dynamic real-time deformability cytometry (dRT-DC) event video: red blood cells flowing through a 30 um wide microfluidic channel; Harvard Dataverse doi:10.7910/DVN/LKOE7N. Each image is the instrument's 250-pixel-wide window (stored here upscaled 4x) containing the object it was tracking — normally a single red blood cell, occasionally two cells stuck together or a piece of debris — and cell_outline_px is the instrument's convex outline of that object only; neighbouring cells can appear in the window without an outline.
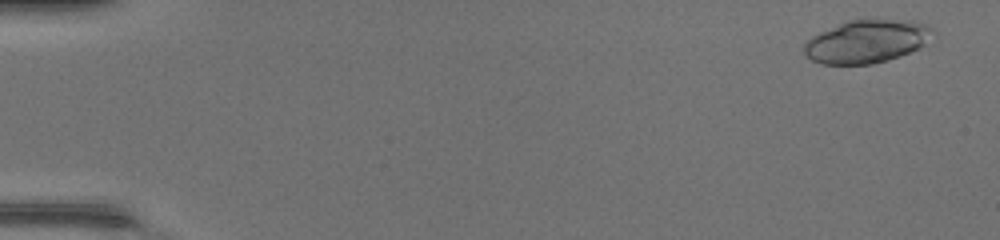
{"species": "common noctule bat (a hibernating species)", "species_latin": "Nyctalus noctula", "temperature_condition": "warm", "stored_images_in_passage": 48, "camera_frame_rate_fps": 3000, "um_per_image_px": 0.085, "animal": {"sex": "female", "body_mass_g": 17.0, "forearm_length_mm": 48.0}, "frame": {"image": 1, "passage_image": 3, "time_ms": 0.667, "image_size_px": [1000, 240], "cell_outline_px": [[936, 32], [920, 48], [900, 56], [888, 60], [872, 64], [820, 64], [812, 60], [804, 52], [804, 44], [812, 36], [820, 32], [848, 20], [876, 16], [912, 20], [924, 24], [932, 28]], "centroid_in_image_um": [73.72, 3.47], "position_along_channel_um": 11.3, "area_um2": 33.06}}
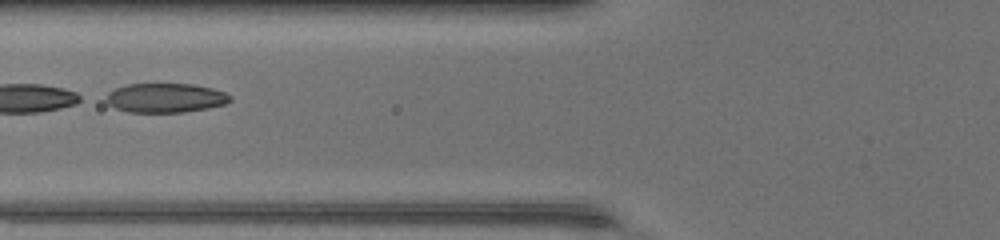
{"frame": {"image": 2, "passage_image": 21, "time_ms": 6.667, "image_size_px": [1000, 240], "cell_outline_px": [[232, 100], [224, 104], [208, 108], [184, 112], [128, 112], [116, 108], [108, 104], [104, 100], [108, 92], [116, 88], [128, 84], [192, 84], [212, 88], [224, 92], [232, 96]], "centroid_in_image_um": [14.05, 8.32], "position_along_channel_um": 111.7, "area_um2": 21.21}}
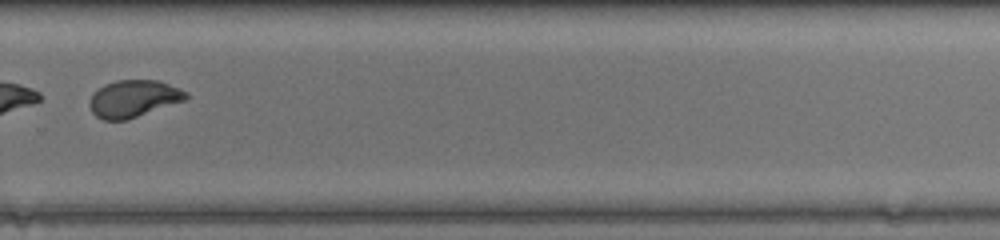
{"frame": {"image": 3, "passage_image": 35, "time_ms": 11.333, "image_size_px": [1000, 240], "cell_outline_px": [[188, 100], [128, 120], [104, 120], [96, 116], [92, 112], [88, 104], [92, 96], [104, 84], [116, 80], [160, 80], [180, 88], [188, 92]], "centroid_in_image_um": [11.41, 8.39], "position_along_channel_um": 318.4, "area_um2": 21.15}}